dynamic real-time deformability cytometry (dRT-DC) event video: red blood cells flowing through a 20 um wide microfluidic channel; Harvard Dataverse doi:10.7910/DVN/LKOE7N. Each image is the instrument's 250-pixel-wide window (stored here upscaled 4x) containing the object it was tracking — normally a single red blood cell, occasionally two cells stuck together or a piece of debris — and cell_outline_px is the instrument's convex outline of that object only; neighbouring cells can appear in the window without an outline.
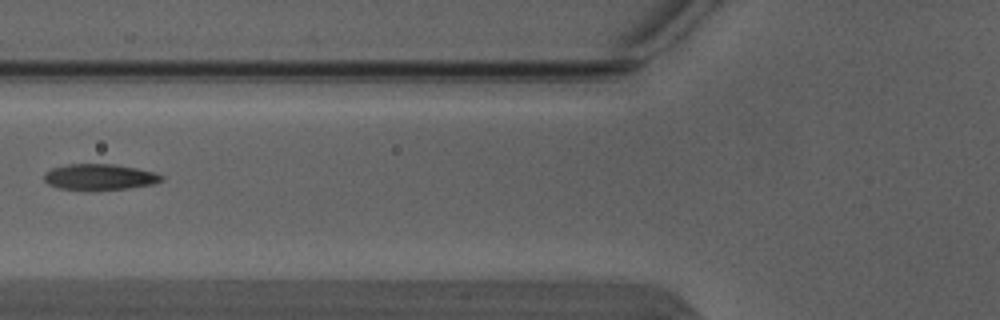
{"species": "Egyptian fruit bat (a non-hibernating species)", "species_latin": "Rousettus aegyptiacus", "temperature_condition": "warm", "stored_images_in_passage": 4, "camera_frame_rate_fps": 3000, "um_per_image_px": 0.085, "animal": {"sex": "male"}, "frame": {"image": 1, "passage_image": 4, "time_ms": 1.0, "image_size_px": [1000, 320], "cell_outline_px": [[164, 180], [152, 184], [128, 188], [56, 188], [48, 184], [44, 180], [44, 176], [52, 168], [68, 164], [116, 164], [156, 172], [164, 176]], "centroid_in_image_um": [8.51, 15.01], "position_along_channel_um": 117.3, "area_um2": 17.22}}